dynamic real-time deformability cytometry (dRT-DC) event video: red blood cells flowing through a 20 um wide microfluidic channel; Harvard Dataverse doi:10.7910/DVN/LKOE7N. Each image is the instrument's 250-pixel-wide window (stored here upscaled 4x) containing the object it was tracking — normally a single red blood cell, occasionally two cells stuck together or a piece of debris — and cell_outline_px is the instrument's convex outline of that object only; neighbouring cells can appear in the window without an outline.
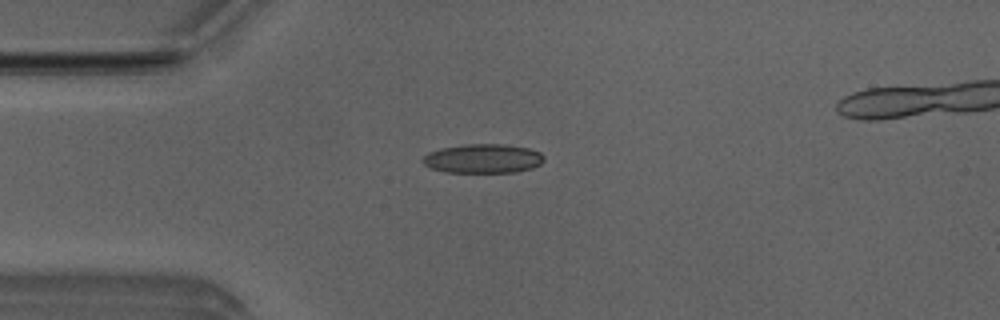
{"species": "Egyptian fruit bat (a non-hibernating species)", "species_latin": "Rousettus aegyptiacus", "temperature_condition": "room temperature", "stored_images_in_passage": 4, "camera_frame_rate_fps": 3000, "um_per_image_px": 0.085, "animal": {"sex": "male"}, "frame": {"image": 1, "passage_image": 1, "time_ms": 0.0, "image_size_px": [1000, 320], "cell_outline_px": [[544, 160], [540, 164], [532, 168], [516, 172], [444, 172], [432, 168], [424, 164], [420, 160], [428, 152], [440, 148], [464, 144], [504, 144], [528, 148], [540, 152], [544, 156]], "centroid_in_image_um": [41.04, 13.47], "position_along_channel_um": 44.0, "area_um2": 20.69}}